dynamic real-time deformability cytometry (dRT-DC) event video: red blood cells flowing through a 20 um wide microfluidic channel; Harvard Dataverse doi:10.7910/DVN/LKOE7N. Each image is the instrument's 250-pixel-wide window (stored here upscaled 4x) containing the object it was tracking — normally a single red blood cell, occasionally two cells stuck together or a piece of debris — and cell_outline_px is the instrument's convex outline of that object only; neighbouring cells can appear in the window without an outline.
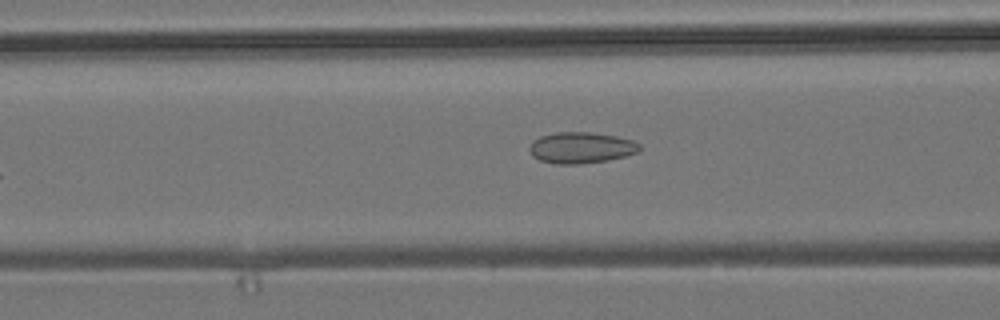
{"species": "common noctule bat (a hibernating species)", "species_latin": "Nyctalus noctula", "temperature_condition": "room temperature", "stored_images_in_passage": 37, "camera_frame_rate_fps": 3000, "um_per_image_px": 0.085, "animal": {"sex": "male", "body_mass_g": 19.2, "forearm_length_mm": 51.8}, "frame": {"image": 1, "passage_image": 8, "time_ms": 2.333, "image_size_px": [1000, 320], "cell_outline_px": [[640, 152], [608, 160], [580, 164], [556, 164], [540, 160], [532, 156], [528, 148], [532, 140], [540, 136], [556, 132], [588, 132], [616, 136], [632, 140], [640, 144]], "centroid_in_image_um": [49.37, 12.55], "position_along_channel_um": 117.2, "area_um2": 20.11}}
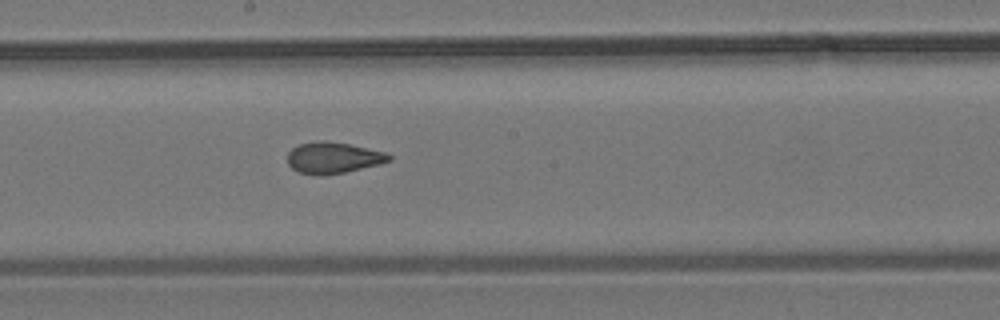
{"frame": {"image": 2, "passage_image": 16, "time_ms": 5.0, "image_size_px": [1000, 320], "cell_outline_px": [[392, 160], [380, 164], [344, 172], [320, 176], [316, 176], [300, 172], [292, 168], [288, 164], [288, 152], [292, 148], [300, 144], [316, 140], [324, 140], [348, 144], [388, 152], [392, 156]], "centroid_in_image_um": [28.34, 13.4], "position_along_channel_um": 219.9, "area_um2": 18.61}}
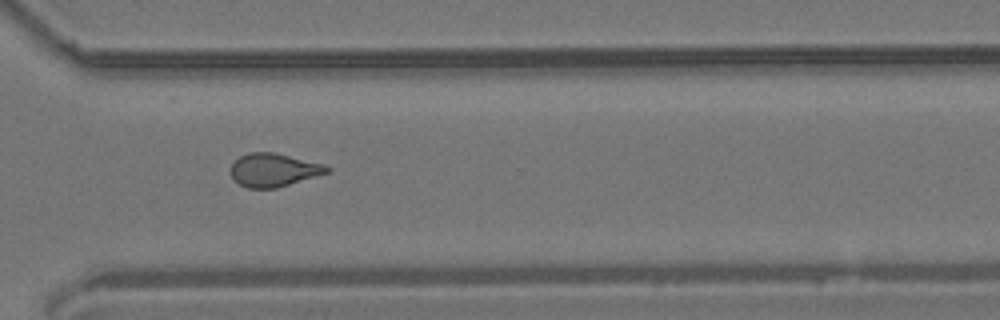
{"frame": {"image": 3, "passage_image": 26, "time_ms": 8.333, "image_size_px": [1000, 320], "cell_outline_px": [[332, 168], [328, 172], [316, 176], [276, 188], [248, 188], [232, 180], [232, 164], [240, 156], [248, 152], [272, 152], [324, 164]], "centroid_in_image_um": [23.25, 14.45], "position_along_channel_um": 347.3, "area_um2": 18.44}, "authors_computed_cell_mechanics": {"area_um2": 18.8428, "velocity_mm_per_s": 3.8353, "shape_relaxation_time_tau1_ms": null, "shape_relaxation_time_tau2_ms": 1.9748, "deformation_change_tau1": null, "deformation_change_tau2": 0.0837}}